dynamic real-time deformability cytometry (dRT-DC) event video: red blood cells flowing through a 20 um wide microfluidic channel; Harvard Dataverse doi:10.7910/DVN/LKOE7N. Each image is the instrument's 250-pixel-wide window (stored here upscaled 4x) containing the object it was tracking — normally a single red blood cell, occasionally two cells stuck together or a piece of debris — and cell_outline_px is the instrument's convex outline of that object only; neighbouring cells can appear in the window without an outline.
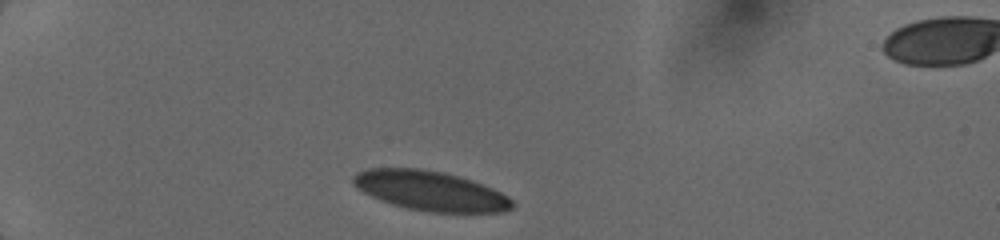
{"species": "human", "species_latin": "Homo sapiens", "temperature_condition": "cold", "stored_images_in_passage": 3, "camera_frame_rate_fps": 3000, "um_per_image_px": 0.085, "donor": {"sex": "female"}, "frame": {"image": 1, "passage_image": 1, "time_ms": 0.0, "image_size_px": [1000, 240], "cell_outline_px": [[516, 204], [512, 208], [504, 212], [428, 212], [408, 208], [392, 204], [380, 200], [356, 188], [352, 184], [352, 176], [356, 172], [368, 168], [420, 168], [444, 172], [460, 176], [484, 184], [508, 196]], "centroid_in_image_um": [36.58, 16.21], "position_along_channel_um": 48.4, "area_um2": 36.99}}
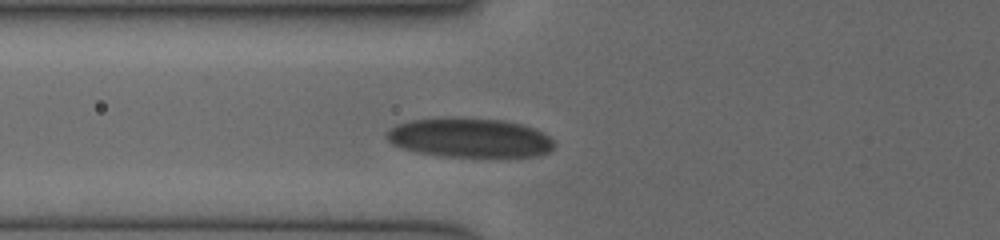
{"frame": {"image": 2, "passage_image": 3, "time_ms": 2.0, "image_size_px": [1000, 240], "cell_outline_px": [[556, 144], [552, 152], [540, 156], [444, 156], [416, 152], [392, 144], [384, 136], [384, 132], [396, 124], [412, 120], [444, 116], [460, 116], [504, 120], [524, 124], [536, 128], [544, 132]], "centroid_in_image_um": [39.94, 11.68], "position_along_channel_um": 85.9, "area_um2": 39.3}}